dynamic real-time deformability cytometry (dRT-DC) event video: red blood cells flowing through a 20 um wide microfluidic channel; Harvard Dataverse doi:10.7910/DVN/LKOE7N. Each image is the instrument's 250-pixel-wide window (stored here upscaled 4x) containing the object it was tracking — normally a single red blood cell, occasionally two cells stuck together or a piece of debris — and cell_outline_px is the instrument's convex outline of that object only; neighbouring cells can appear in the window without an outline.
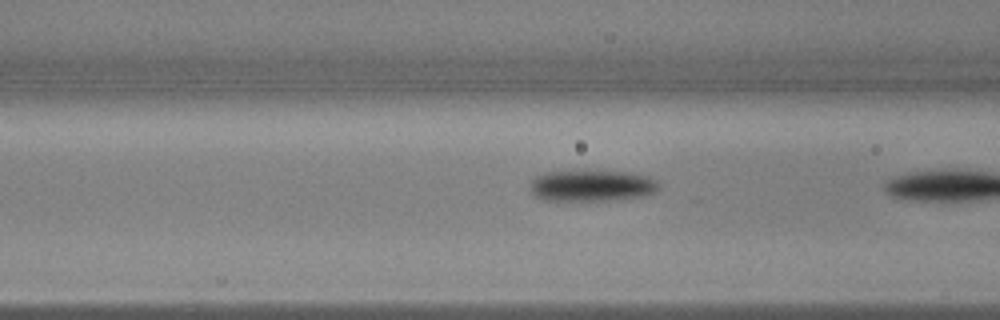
{"species": "common noctule bat (a hibernating species)", "species_latin": "Nyctalus noctula", "temperature_condition": "warm", "stored_images_in_passage": 17, "camera_frame_rate_fps": 3000, "um_per_image_px": 0.085, "animal": {"sex": "male", "body_mass_g": 17.9, "forearm_length_mm": 54.2}, "frame": {"image": 1, "passage_image": 16, "time_ms": 5.0, "image_size_px": [1000, 320], "cell_outline_px": [[660, 188], [652, 192], [640, 196], [612, 200], [544, 200], [532, 196], [528, 188], [532, 180], [536, 176], [548, 172], [624, 172], [648, 176], [656, 180]], "centroid_in_image_um": [50.23, 15.8], "position_along_channel_um": 116.4, "area_um2": 23.06}}